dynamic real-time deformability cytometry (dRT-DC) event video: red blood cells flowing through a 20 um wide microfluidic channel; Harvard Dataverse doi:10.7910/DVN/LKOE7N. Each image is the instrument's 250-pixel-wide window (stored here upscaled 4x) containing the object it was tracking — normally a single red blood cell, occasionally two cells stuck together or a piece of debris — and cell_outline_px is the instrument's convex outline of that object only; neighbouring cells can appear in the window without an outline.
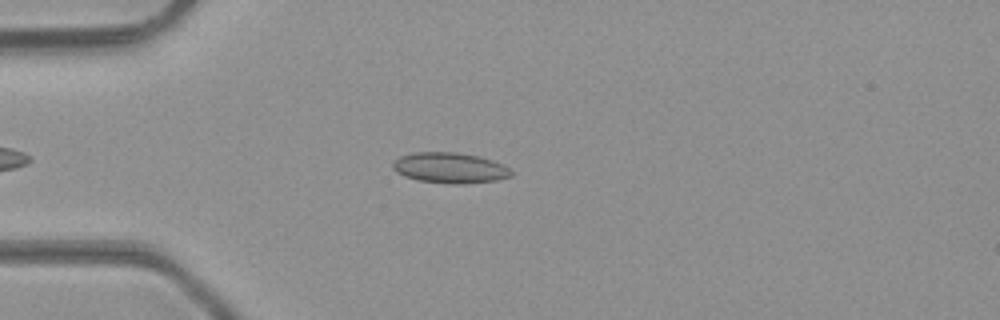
{"species": "common noctule bat (a hibernating species)", "species_latin": "Nyctalus noctula", "temperature_condition": "room temperature", "stored_images_in_passage": 33, "camera_frame_rate_fps": 3000, "um_per_image_px": 0.085, "animal": {"sex": "male", "body_mass_g": 23.1, "forearm_length_mm": 52.7}, "frame": {"image": 1, "passage_image": 1, "time_ms": 0.0, "image_size_px": [1000, 320], "cell_outline_px": [[512, 176], [496, 180], [464, 184], [452, 184], [420, 180], [404, 176], [396, 172], [392, 168], [392, 164], [400, 156], [416, 152], [456, 152], [476, 156], [492, 160], [508, 168], [512, 172]], "centroid_in_image_um": [38.22, 14.27], "position_along_channel_um": 46.8, "area_um2": 20.87}}
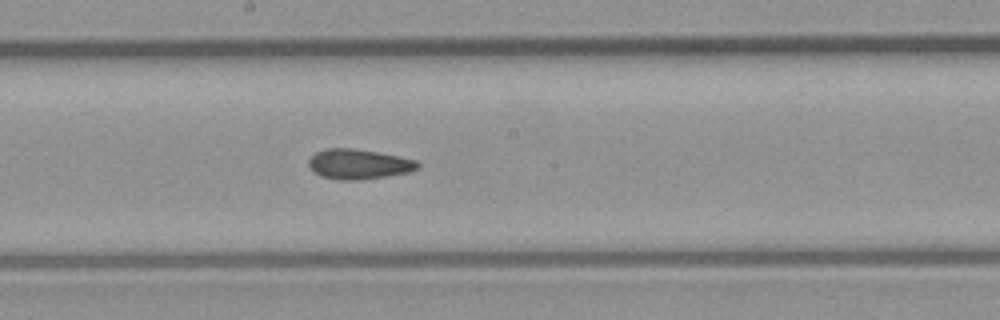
{"frame": {"image": 2, "passage_image": 14, "time_ms": 4.333, "image_size_px": [1000, 320], "cell_outline_px": [[420, 168], [408, 172], [388, 176], [352, 180], [336, 180], [320, 176], [308, 164], [308, 160], [316, 152], [328, 148], [352, 148], [376, 152], [416, 160], [420, 164]], "centroid_in_image_um": [30.49, 13.95], "position_along_channel_um": 217.7, "area_um2": 18.84}}
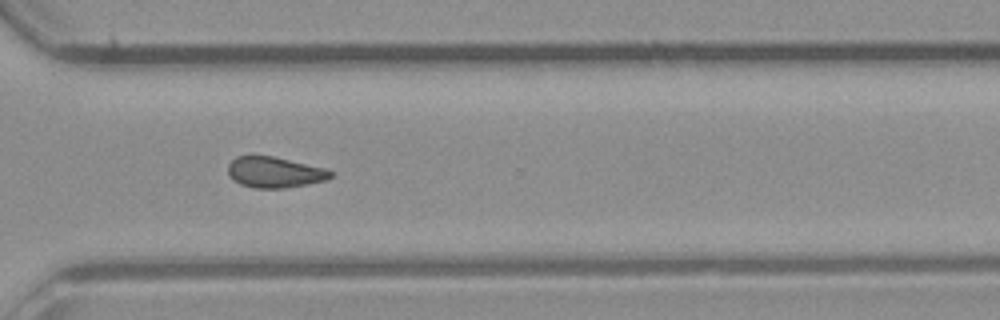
{"frame": {"image": 3, "passage_image": 23, "time_ms": 7.333, "image_size_px": [1000, 320], "cell_outline_px": [[332, 176], [324, 180], [308, 184], [284, 188], [256, 188], [240, 184], [232, 180], [228, 176], [228, 164], [236, 156], [252, 152], [272, 156], [324, 168], [332, 172]], "centroid_in_image_um": [23.24, 14.61], "position_along_channel_um": 347.4, "area_um2": 18.79}, "authors_computed_cell_mechanics": {"area_um2": 18.5538, "velocity_mm_per_s": 4.3337, "shape_relaxation_time_tau1_ms": null, "shape_relaxation_time_tau2_ms": 4.7979, "deformation_change_tau1": null, "deformation_change_tau2": 0.0925}}